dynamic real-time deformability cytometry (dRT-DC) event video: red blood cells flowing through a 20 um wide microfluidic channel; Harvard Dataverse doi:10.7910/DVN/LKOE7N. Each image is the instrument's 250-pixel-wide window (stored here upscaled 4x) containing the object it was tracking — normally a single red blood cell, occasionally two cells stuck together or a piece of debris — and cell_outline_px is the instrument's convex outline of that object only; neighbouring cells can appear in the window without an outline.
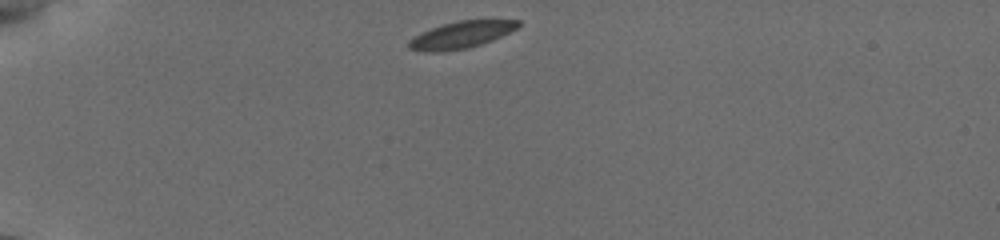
{"species": "common noctule bat (a hibernating species)", "species_latin": "Nyctalus noctula", "temperature_condition": "cold", "stored_images_in_passage": 4, "camera_frame_rate_fps": 3000, "um_per_image_px": 0.085, "animal": {"sex": "female", "body_mass_g": 19.5, "forearm_length_mm": 54.1}, "frame": {"image": 1, "passage_image": 1, "time_ms": 0.0, "image_size_px": [1000, 240], "cell_outline_px": [[520, 24], [516, 28], [492, 40], [468, 48], [440, 52], [424, 52], [408, 48], [408, 40], [420, 32], [444, 24], [460, 20], [520, 20]], "centroid_in_image_um": [39.14, 2.97], "position_along_channel_um": 45.9, "area_um2": 16.99}}
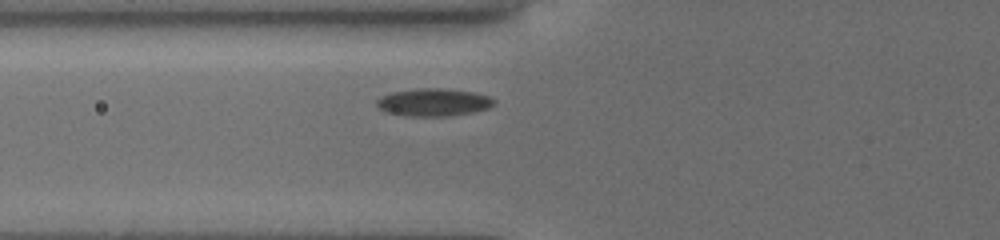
{"frame": {"image": 2, "passage_image": 4, "time_ms": 2.333, "image_size_px": [1000, 240], "cell_outline_px": [[496, 100], [488, 108], [472, 112], [448, 116], [408, 116], [388, 112], [380, 108], [376, 104], [376, 100], [380, 96], [392, 92], [416, 88], [448, 88], [472, 92], [488, 96]], "centroid_in_image_um": [36.83, 8.68], "position_along_channel_um": 89.0, "area_um2": 18.84}}